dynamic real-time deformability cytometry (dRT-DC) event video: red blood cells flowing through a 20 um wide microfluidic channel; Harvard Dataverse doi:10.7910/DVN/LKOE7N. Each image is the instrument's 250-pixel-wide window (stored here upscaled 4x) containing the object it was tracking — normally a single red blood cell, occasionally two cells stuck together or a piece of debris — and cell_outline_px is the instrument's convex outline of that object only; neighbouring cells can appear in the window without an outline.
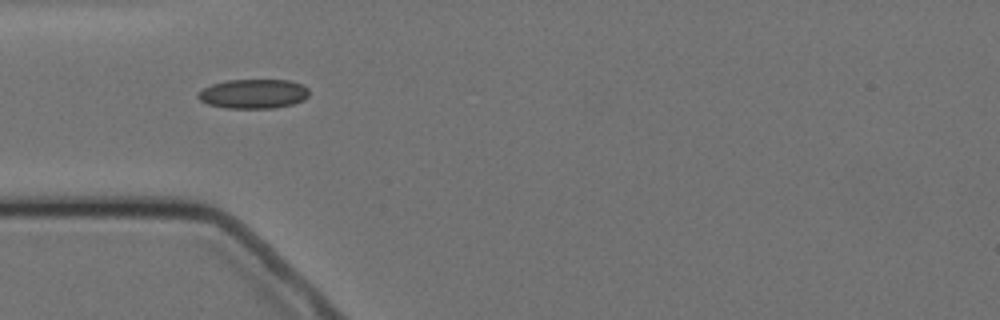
{"species": "Egyptian fruit bat (a non-hibernating species)", "species_latin": "Rousettus aegyptiacus", "temperature_condition": "cold", "stored_images_in_passage": 12, "camera_frame_rate_fps": 3000, "um_per_image_px": 0.085, "animal": {"sex": "female"}, "frame": {"image": 1, "passage_image": 1, "time_ms": 0.0, "image_size_px": [1000, 320], "cell_outline_px": [[308, 96], [304, 100], [292, 104], [272, 108], [224, 108], [208, 104], [200, 100], [196, 96], [196, 92], [212, 84], [228, 80], [288, 80], [300, 84], [308, 88]], "centroid_in_image_um": [21.51, 7.98], "position_along_channel_um": 63.5, "area_um2": 19.02}}
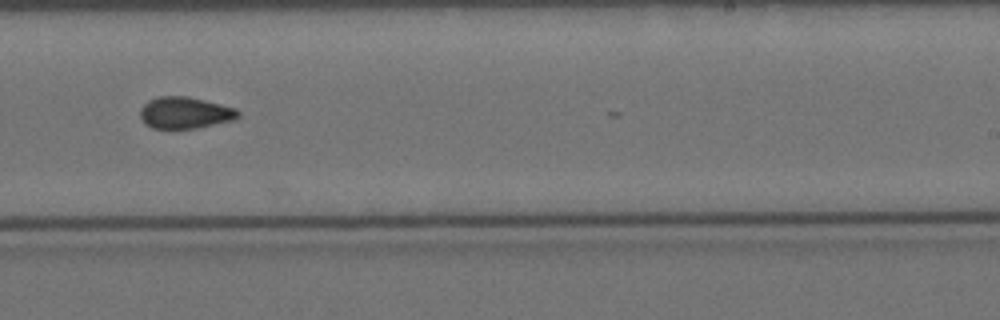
{"frame": {"image": 2, "passage_image": 6, "time_ms": 6.0, "image_size_px": [1000, 320], "cell_outline_px": [[240, 116], [236, 120], [196, 128], [172, 132], [168, 132], [152, 128], [144, 124], [140, 116], [140, 108], [148, 100], [160, 96], [188, 96], [236, 108], [240, 112]], "centroid_in_image_um": [15.69, 9.64], "position_along_channel_um": 273.3, "area_um2": 18.9}}
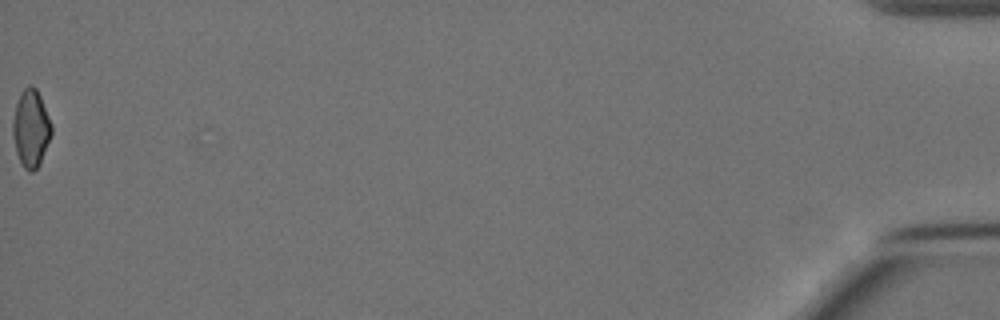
{"frame": {"image": 3, "passage_image": 12, "time_ms": 13.667, "image_size_px": [1000, 320], "cell_outline_px": [[52, 132], [40, 164], [32, 172], [28, 172], [24, 168], [16, 152], [12, 136], [12, 120], [16, 104], [20, 92], [28, 84], [32, 84], [36, 88], [40, 96], [52, 124]], "centroid_in_image_um": [2.61, 10.89], "position_along_channel_um": 432.6, "area_um2": 17.57}, "authors_computed_cell_mechanics": {"area_um2": 17.7157, "velocity_mm_per_s": 3.4982, "shape_relaxation_time_tau1_ms": null, "shape_relaxation_time_tau2_ms": 1.9521, "deformation_change_tau1": null, "deformation_change_tau2": 0.05}}